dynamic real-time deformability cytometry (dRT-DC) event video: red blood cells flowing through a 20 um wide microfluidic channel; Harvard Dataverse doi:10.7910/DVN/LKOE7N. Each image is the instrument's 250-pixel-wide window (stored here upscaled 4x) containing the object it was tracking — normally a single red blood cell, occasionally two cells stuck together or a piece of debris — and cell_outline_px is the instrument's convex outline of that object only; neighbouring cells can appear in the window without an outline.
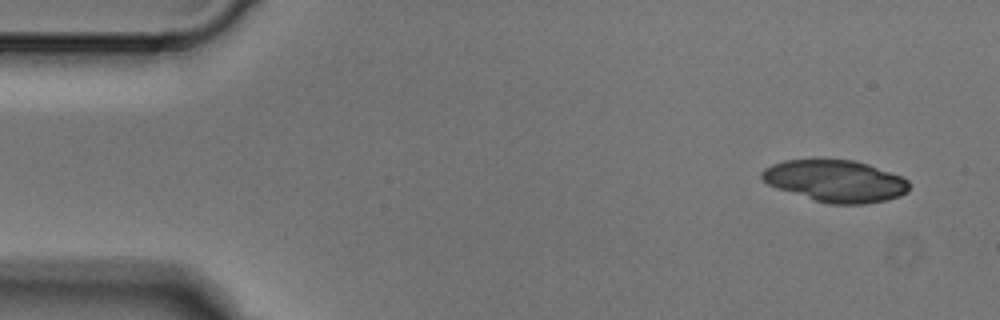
{"species": "Egyptian fruit bat (a non-hibernating species)", "species_latin": "Rousettus aegyptiacus", "temperature_condition": "cold", "stored_images_in_passage": 5, "camera_frame_rate_fps": 3000, "um_per_image_px": 0.085, "animal": {"sex": "male"}, "frame": {"image": 1, "passage_image": 1, "time_ms": 0.0, "image_size_px": [1000, 320], "cell_outline_px": [[908, 192], [900, 196], [884, 200], [864, 204], [828, 204], [776, 188], [768, 184], [760, 176], [760, 172], [764, 168], [772, 164], [784, 160], [852, 160], [868, 164], [900, 176], [908, 180]], "centroid_in_image_um": [70.99, 15.39], "position_along_channel_um": 14.0, "area_um2": 35.66}}